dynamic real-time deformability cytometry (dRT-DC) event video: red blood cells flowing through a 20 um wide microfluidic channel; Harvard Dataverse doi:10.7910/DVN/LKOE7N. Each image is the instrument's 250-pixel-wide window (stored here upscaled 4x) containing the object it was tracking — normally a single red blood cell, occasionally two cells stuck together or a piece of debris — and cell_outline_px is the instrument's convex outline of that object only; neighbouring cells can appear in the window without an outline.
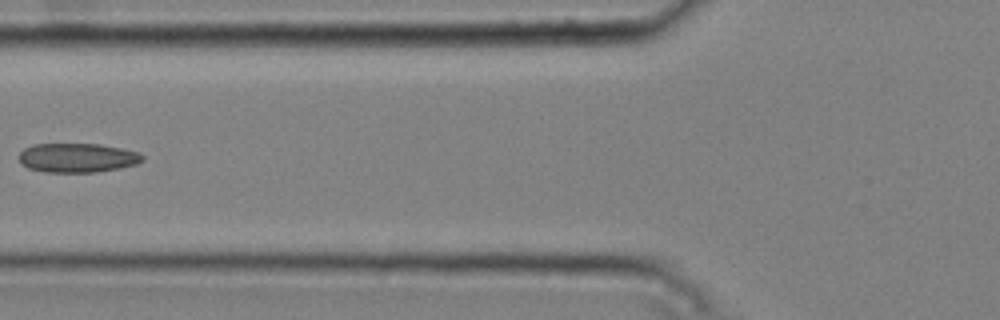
{"species": "common noctule bat (a hibernating species)", "species_latin": "Nyctalus noctula", "temperature_condition": "cold", "stored_images_in_passage": 8, "camera_frame_rate_fps": 3000, "um_per_image_px": 0.085, "animal": {"sex": "male", "body_mass_g": 20.4}, "frame": {"image": 1, "passage_image": 7, "time_ms": 2.0, "image_size_px": [1000, 320], "cell_outline_px": [[144, 160], [136, 164], [120, 168], [96, 172], [44, 172], [28, 168], [20, 164], [20, 152], [24, 148], [32, 144], [100, 144], [140, 152], [144, 156]], "centroid_in_image_um": [6.58, 13.41], "position_along_channel_um": 119.2, "area_um2": 21.15}}
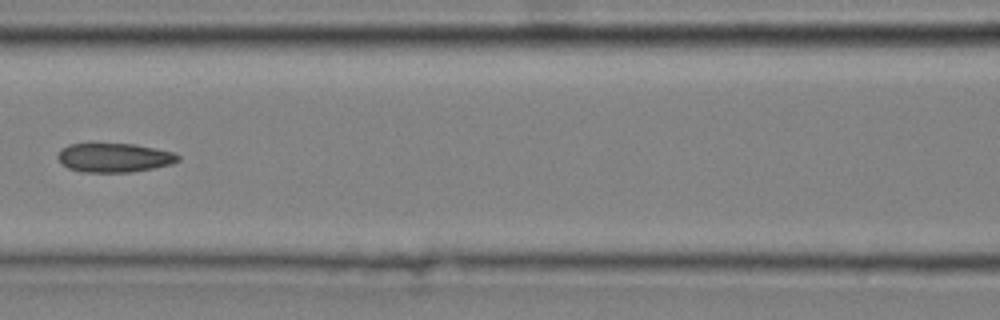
{"frame": {"image": 2, "passage_image": 8, "time_ms": 2.333, "image_size_px": [1000, 320], "cell_outline_px": [[180, 160], [172, 164], [152, 168], [128, 172], [80, 172], [68, 168], [60, 164], [56, 156], [60, 148], [68, 144], [136, 144], [172, 152], [180, 156]], "centroid_in_image_um": [9.65, 13.4], "position_along_channel_um": 156.9, "area_um2": 20.46}}